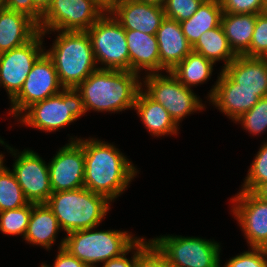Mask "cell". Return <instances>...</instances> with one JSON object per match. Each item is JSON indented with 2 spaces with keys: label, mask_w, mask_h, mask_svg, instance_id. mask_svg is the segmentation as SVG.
<instances>
[{
  "label": "cell",
  "mask_w": 267,
  "mask_h": 267,
  "mask_svg": "<svg viewBox=\"0 0 267 267\" xmlns=\"http://www.w3.org/2000/svg\"><path fill=\"white\" fill-rule=\"evenodd\" d=\"M106 11L96 0H52L42 13L39 31H87Z\"/></svg>",
  "instance_id": "10"
},
{
  "label": "cell",
  "mask_w": 267,
  "mask_h": 267,
  "mask_svg": "<svg viewBox=\"0 0 267 267\" xmlns=\"http://www.w3.org/2000/svg\"><path fill=\"white\" fill-rule=\"evenodd\" d=\"M94 228L96 229L93 227L66 234L67 237L61 239L59 248H65L88 267H96V263L121 256L139 239L127 231H98Z\"/></svg>",
  "instance_id": "5"
},
{
  "label": "cell",
  "mask_w": 267,
  "mask_h": 267,
  "mask_svg": "<svg viewBox=\"0 0 267 267\" xmlns=\"http://www.w3.org/2000/svg\"><path fill=\"white\" fill-rule=\"evenodd\" d=\"M5 147L16 159L12 166V172L21 186L26 200L33 204L46 203L53 193L49 167L46 162L33 150L24 149L17 153L18 150L8 144Z\"/></svg>",
  "instance_id": "12"
},
{
  "label": "cell",
  "mask_w": 267,
  "mask_h": 267,
  "mask_svg": "<svg viewBox=\"0 0 267 267\" xmlns=\"http://www.w3.org/2000/svg\"><path fill=\"white\" fill-rule=\"evenodd\" d=\"M7 168L3 165L0 169V212L21 208L29 203L14 173Z\"/></svg>",
  "instance_id": "28"
},
{
  "label": "cell",
  "mask_w": 267,
  "mask_h": 267,
  "mask_svg": "<svg viewBox=\"0 0 267 267\" xmlns=\"http://www.w3.org/2000/svg\"><path fill=\"white\" fill-rule=\"evenodd\" d=\"M41 267H47V266H46V264L43 263V264L41 265Z\"/></svg>",
  "instance_id": "48"
},
{
  "label": "cell",
  "mask_w": 267,
  "mask_h": 267,
  "mask_svg": "<svg viewBox=\"0 0 267 267\" xmlns=\"http://www.w3.org/2000/svg\"><path fill=\"white\" fill-rule=\"evenodd\" d=\"M35 6L43 13L48 6L51 4L52 0H32Z\"/></svg>",
  "instance_id": "42"
},
{
  "label": "cell",
  "mask_w": 267,
  "mask_h": 267,
  "mask_svg": "<svg viewBox=\"0 0 267 267\" xmlns=\"http://www.w3.org/2000/svg\"><path fill=\"white\" fill-rule=\"evenodd\" d=\"M125 30L156 35L165 18L163 6L138 0H121L110 11Z\"/></svg>",
  "instance_id": "17"
},
{
  "label": "cell",
  "mask_w": 267,
  "mask_h": 267,
  "mask_svg": "<svg viewBox=\"0 0 267 267\" xmlns=\"http://www.w3.org/2000/svg\"><path fill=\"white\" fill-rule=\"evenodd\" d=\"M231 200V212L250 248H263L267 243V202L244 190H240Z\"/></svg>",
  "instance_id": "15"
},
{
  "label": "cell",
  "mask_w": 267,
  "mask_h": 267,
  "mask_svg": "<svg viewBox=\"0 0 267 267\" xmlns=\"http://www.w3.org/2000/svg\"><path fill=\"white\" fill-rule=\"evenodd\" d=\"M147 239L143 237L140 238L121 256L112 258L107 262L103 263L102 267H137L138 256L151 244L150 239L148 242ZM132 251L131 259H127L126 255Z\"/></svg>",
  "instance_id": "36"
},
{
  "label": "cell",
  "mask_w": 267,
  "mask_h": 267,
  "mask_svg": "<svg viewBox=\"0 0 267 267\" xmlns=\"http://www.w3.org/2000/svg\"><path fill=\"white\" fill-rule=\"evenodd\" d=\"M58 250L53 266L46 265L47 267H88L65 248H59Z\"/></svg>",
  "instance_id": "39"
},
{
  "label": "cell",
  "mask_w": 267,
  "mask_h": 267,
  "mask_svg": "<svg viewBox=\"0 0 267 267\" xmlns=\"http://www.w3.org/2000/svg\"><path fill=\"white\" fill-rule=\"evenodd\" d=\"M4 8V0H0V9Z\"/></svg>",
  "instance_id": "46"
},
{
  "label": "cell",
  "mask_w": 267,
  "mask_h": 267,
  "mask_svg": "<svg viewBox=\"0 0 267 267\" xmlns=\"http://www.w3.org/2000/svg\"><path fill=\"white\" fill-rule=\"evenodd\" d=\"M39 32L38 24L29 16L0 9V53L26 44Z\"/></svg>",
  "instance_id": "21"
},
{
  "label": "cell",
  "mask_w": 267,
  "mask_h": 267,
  "mask_svg": "<svg viewBox=\"0 0 267 267\" xmlns=\"http://www.w3.org/2000/svg\"><path fill=\"white\" fill-rule=\"evenodd\" d=\"M32 210V203L12 210L0 212V231L7 235H24L27 230L30 215Z\"/></svg>",
  "instance_id": "29"
},
{
  "label": "cell",
  "mask_w": 267,
  "mask_h": 267,
  "mask_svg": "<svg viewBox=\"0 0 267 267\" xmlns=\"http://www.w3.org/2000/svg\"><path fill=\"white\" fill-rule=\"evenodd\" d=\"M85 113L81 94L75 88H64L60 93L32 104L16 119L22 125L52 132L64 128Z\"/></svg>",
  "instance_id": "6"
},
{
  "label": "cell",
  "mask_w": 267,
  "mask_h": 267,
  "mask_svg": "<svg viewBox=\"0 0 267 267\" xmlns=\"http://www.w3.org/2000/svg\"><path fill=\"white\" fill-rule=\"evenodd\" d=\"M222 14L220 0H204L189 19L180 22L189 44L193 47L205 31L218 27Z\"/></svg>",
  "instance_id": "25"
},
{
  "label": "cell",
  "mask_w": 267,
  "mask_h": 267,
  "mask_svg": "<svg viewBox=\"0 0 267 267\" xmlns=\"http://www.w3.org/2000/svg\"><path fill=\"white\" fill-rule=\"evenodd\" d=\"M4 8L23 13L33 19L38 25L42 18V12L35 6L32 0H4Z\"/></svg>",
  "instance_id": "37"
},
{
  "label": "cell",
  "mask_w": 267,
  "mask_h": 267,
  "mask_svg": "<svg viewBox=\"0 0 267 267\" xmlns=\"http://www.w3.org/2000/svg\"><path fill=\"white\" fill-rule=\"evenodd\" d=\"M140 78L132 71L98 68L75 89L81 94L86 112H121L134 108L137 94L143 87Z\"/></svg>",
  "instance_id": "2"
},
{
  "label": "cell",
  "mask_w": 267,
  "mask_h": 267,
  "mask_svg": "<svg viewBox=\"0 0 267 267\" xmlns=\"http://www.w3.org/2000/svg\"><path fill=\"white\" fill-rule=\"evenodd\" d=\"M258 14L223 13L221 26L228 43L236 55H244L249 49Z\"/></svg>",
  "instance_id": "24"
},
{
  "label": "cell",
  "mask_w": 267,
  "mask_h": 267,
  "mask_svg": "<svg viewBox=\"0 0 267 267\" xmlns=\"http://www.w3.org/2000/svg\"><path fill=\"white\" fill-rule=\"evenodd\" d=\"M60 84L52 59L44 52L34 63L20 92L10 101V112L18 118L32 104L60 93Z\"/></svg>",
  "instance_id": "11"
},
{
  "label": "cell",
  "mask_w": 267,
  "mask_h": 267,
  "mask_svg": "<svg viewBox=\"0 0 267 267\" xmlns=\"http://www.w3.org/2000/svg\"><path fill=\"white\" fill-rule=\"evenodd\" d=\"M99 69L129 71V49L126 30L108 11L88 30Z\"/></svg>",
  "instance_id": "8"
},
{
  "label": "cell",
  "mask_w": 267,
  "mask_h": 267,
  "mask_svg": "<svg viewBox=\"0 0 267 267\" xmlns=\"http://www.w3.org/2000/svg\"><path fill=\"white\" fill-rule=\"evenodd\" d=\"M265 182H267V142H264L257 152L241 190L254 192Z\"/></svg>",
  "instance_id": "31"
},
{
  "label": "cell",
  "mask_w": 267,
  "mask_h": 267,
  "mask_svg": "<svg viewBox=\"0 0 267 267\" xmlns=\"http://www.w3.org/2000/svg\"><path fill=\"white\" fill-rule=\"evenodd\" d=\"M0 144L5 145L6 143L0 138Z\"/></svg>",
  "instance_id": "47"
},
{
  "label": "cell",
  "mask_w": 267,
  "mask_h": 267,
  "mask_svg": "<svg viewBox=\"0 0 267 267\" xmlns=\"http://www.w3.org/2000/svg\"><path fill=\"white\" fill-rule=\"evenodd\" d=\"M105 196L83 187L77 190L53 192L46 204L66 234L98 227L110 209Z\"/></svg>",
  "instance_id": "4"
},
{
  "label": "cell",
  "mask_w": 267,
  "mask_h": 267,
  "mask_svg": "<svg viewBox=\"0 0 267 267\" xmlns=\"http://www.w3.org/2000/svg\"><path fill=\"white\" fill-rule=\"evenodd\" d=\"M242 89L254 91L260 98L267 96V60L266 58L237 57L222 69Z\"/></svg>",
  "instance_id": "19"
},
{
  "label": "cell",
  "mask_w": 267,
  "mask_h": 267,
  "mask_svg": "<svg viewBox=\"0 0 267 267\" xmlns=\"http://www.w3.org/2000/svg\"><path fill=\"white\" fill-rule=\"evenodd\" d=\"M61 230L57 218L46 203L33 204L24 240L50 250Z\"/></svg>",
  "instance_id": "23"
},
{
  "label": "cell",
  "mask_w": 267,
  "mask_h": 267,
  "mask_svg": "<svg viewBox=\"0 0 267 267\" xmlns=\"http://www.w3.org/2000/svg\"><path fill=\"white\" fill-rule=\"evenodd\" d=\"M43 33L39 32L26 44L0 53V86L10 101L20 92L36 60L45 52Z\"/></svg>",
  "instance_id": "13"
},
{
  "label": "cell",
  "mask_w": 267,
  "mask_h": 267,
  "mask_svg": "<svg viewBox=\"0 0 267 267\" xmlns=\"http://www.w3.org/2000/svg\"><path fill=\"white\" fill-rule=\"evenodd\" d=\"M134 110L151 135L165 136L176 135L178 125L171 118L169 112L158 102L151 99L142 88L139 90Z\"/></svg>",
  "instance_id": "22"
},
{
  "label": "cell",
  "mask_w": 267,
  "mask_h": 267,
  "mask_svg": "<svg viewBox=\"0 0 267 267\" xmlns=\"http://www.w3.org/2000/svg\"><path fill=\"white\" fill-rule=\"evenodd\" d=\"M151 243L174 267H221L220 245L201 237L164 235L150 239Z\"/></svg>",
  "instance_id": "7"
},
{
  "label": "cell",
  "mask_w": 267,
  "mask_h": 267,
  "mask_svg": "<svg viewBox=\"0 0 267 267\" xmlns=\"http://www.w3.org/2000/svg\"><path fill=\"white\" fill-rule=\"evenodd\" d=\"M129 49V71L140 73H160L159 46L156 35L139 30H126Z\"/></svg>",
  "instance_id": "20"
},
{
  "label": "cell",
  "mask_w": 267,
  "mask_h": 267,
  "mask_svg": "<svg viewBox=\"0 0 267 267\" xmlns=\"http://www.w3.org/2000/svg\"><path fill=\"white\" fill-rule=\"evenodd\" d=\"M262 249L264 251V254L267 256V243L264 245Z\"/></svg>",
  "instance_id": "45"
},
{
  "label": "cell",
  "mask_w": 267,
  "mask_h": 267,
  "mask_svg": "<svg viewBox=\"0 0 267 267\" xmlns=\"http://www.w3.org/2000/svg\"><path fill=\"white\" fill-rule=\"evenodd\" d=\"M207 99L218 107L219 111L235 122L245 112L249 111L260 97L255 95L254 91L238 87V84L221 70Z\"/></svg>",
  "instance_id": "16"
},
{
  "label": "cell",
  "mask_w": 267,
  "mask_h": 267,
  "mask_svg": "<svg viewBox=\"0 0 267 267\" xmlns=\"http://www.w3.org/2000/svg\"><path fill=\"white\" fill-rule=\"evenodd\" d=\"M137 267H169L165 257L151 243L139 256Z\"/></svg>",
  "instance_id": "38"
},
{
  "label": "cell",
  "mask_w": 267,
  "mask_h": 267,
  "mask_svg": "<svg viewBox=\"0 0 267 267\" xmlns=\"http://www.w3.org/2000/svg\"><path fill=\"white\" fill-rule=\"evenodd\" d=\"M204 0H166L164 8L165 17L174 19L179 23L189 19Z\"/></svg>",
  "instance_id": "33"
},
{
  "label": "cell",
  "mask_w": 267,
  "mask_h": 267,
  "mask_svg": "<svg viewBox=\"0 0 267 267\" xmlns=\"http://www.w3.org/2000/svg\"><path fill=\"white\" fill-rule=\"evenodd\" d=\"M213 65L214 63L203 55L191 51L170 73L184 86L191 88L211 79Z\"/></svg>",
  "instance_id": "27"
},
{
  "label": "cell",
  "mask_w": 267,
  "mask_h": 267,
  "mask_svg": "<svg viewBox=\"0 0 267 267\" xmlns=\"http://www.w3.org/2000/svg\"><path fill=\"white\" fill-rule=\"evenodd\" d=\"M3 158H4V155L1 153V154H0V169H1V168L3 167V165H4V164H3V163H4V159H3Z\"/></svg>",
  "instance_id": "44"
},
{
  "label": "cell",
  "mask_w": 267,
  "mask_h": 267,
  "mask_svg": "<svg viewBox=\"0 0 267 267\" xmlns=\"http://www.w3.org/2000/svg\"><path fill=\"white\" fill-rule=\"evenodd\" d=\"M248 57H267V11L257 15L250 49L244 54Z\"/></svg>",
  "instance_id": "32"
},
{
  "label": "cell",
  "mask_w": 267,
  "mask_h": 267,
  "mask_svg": "<svg viewBox=\"0 0 267 267\" xmlns=\"http://www.w3.org/2000/svg\"><path fill=\"white\" fill-rule=\"evenodd\" d=\"M192 51L203 55L214 64L223 60L226 68L237 55L231 49L221 24L214 29L205 31L192 47Z\"/></svg>",
  "instance_id": "26"
},
{
  "label": "cell",
  "mask_w": 267,
  "mask_h": 267,
  "mask_svg": "<svg viewBox=\"0 0 267 267\" xmlns=\"http://www.w3.org/2000/svg\"><path fill=\"white\" fill-rule=\"evenodd\" d=\"M106 12L110 11L121 0H96Z\"/></svg>",
  "instance_id": "41"
},
{
  "label": "cell",
  "mask_w": 267,
  "mask_h": 267,
  "mask_svg": "<svg viewBox=\"0 0 267 267\" xmlns=\"http://www.w3.org/2000/svg\"><path fill=\"white\" fill-rule=\"evenodd\" d=\"M70 139L72 140L61 147L48 163L53 192L77 190L84 187V149L77 141L79 138Z\"/></svg>",
  "instance_id": "14"
},
{
  "label": "cell",
  "mask_w": 267,
  "mask_h": 267,
  "mask_svg": "<svg viewBox=\"0 0 267 267\" xmlns=\"http://www.w3.org/2000/svg\"><path fill=\"white\" fill-rule=\"evenodd\" d=\"M166 73L167 75H162V72L146 74L143 78L145 89L142 90L160 103L179 126L184 117L203 110L205 106L191 88L184 86L170 72Z\"/></svg>",
  "instance_id": "9"
},
{
  "label": "cell",
  "mask_w": 267,
  "mask_h": 267,
  "mask_svg": "<svg viewBox=\"0 0 267 267\" xmlns=\"http://www.w3.org/2000/svg\"><path fill=\"white\" fill-rule=\"evenodd\" d=\"M159 46L160 71L170 72L191 51L192 46L183 34L181 24L165 17L156 33Z\"/></svg>",
  "instance_id": "18"
},
{
  "label": "cell",
  "mask_w": 267,
  "mask_h": 267,
  "mask_svg": "<svg viewBox=\"0 0 267 267\" xmlns=\"http://www.w3.org/2000/svg\"><path fill=\"white\" fill-rule=\"evenodd\" d=\"M241 123L242 128L252 135H259L267 130V96L245 112L235 123Z\"/></svg>",
  "instance_id": "30"
},
{
  "label": "cell",
  "mask_w": 267,
  "mask_h": 267,
  "mask_svg": "<svg viewBox=\"0 0 267 267\" xmlns=\"http://www.w3.org/2000/svg\"><path fill=\"white\" fill-rule=\"evenodd\" d=\"M253 193L267 202V182L262 183Z\"/></svg>",
  "instance_id": "40"
},
{
  "label": "cell",
  "mask_w": 267,
  "mask_h": 267,
  "mask_svg": "<svg viewBox=\"0 0 267 267\" xmlns=\"http://www.w3.org/2000/svg\"><path fill=\"white\" fill-rule=\"evenodd\" d=\"M77 141L84 149V187L114 201L136 177L137 168L115 145L91 137Z\"/></svg>",
  "instance_id": "1"
},
{
  "label": "cell",
  "mask_w": 267,
  "mask_h": 267,
  "mask_svg": "<svg viewBox=\"0 0 267 267\" xmlns=\"http://www.w3.org/2000/svg\"><path fill=\"white\" fill-rule=\"evenodd\" d=\"M223 267H267V256L262 248L251 247L229 259Z\"/></svg>",
  "instance_id": "35"
},
{
  "label": "cell",
  "mask_w": 267,
  "mask_h": 267,
  "mask_svg": "<svg viewBox=\"0 0 267 267\" xmlns=\"http://www.w3.org/2000/svg\"><path fill=\"white\" fill-rule=\"evenodd\" d=\"M138 1L156 4V5H160V6H164L166 3V0H138Z\"/></svg>",
  "instance_id": "43"
},
{
  "label": "cell",
  "mask_w": 267,
  "mask_h": 267,
  "mask_svg": "<svg viewBox=\"0 0 267 267\" xmlns=\"http://www.w3.org/2000/svg\"><path fill=\"white\" fill-rule=\"evenodd\" d=\"M223 13L261 14L267 11V0H220Z\"/></svg>",
  "instance_id": "34"
},
{
  "label": "cell",
  "mask_w": 267,
  "mask_h": 267,
  "mask_svg": "<svg viewBox=\"0 0 267 267\" xmlns=\"http://www.w3.org/2000/svg\"><path fill=\"white\" fill-rule=\"evenodd\" d=\"M52 48L45 50L52 59L60 84L76 88L98 69L87 31H56Z\"/></svg>",
  "instance_id": "3"
}]
</instances>
